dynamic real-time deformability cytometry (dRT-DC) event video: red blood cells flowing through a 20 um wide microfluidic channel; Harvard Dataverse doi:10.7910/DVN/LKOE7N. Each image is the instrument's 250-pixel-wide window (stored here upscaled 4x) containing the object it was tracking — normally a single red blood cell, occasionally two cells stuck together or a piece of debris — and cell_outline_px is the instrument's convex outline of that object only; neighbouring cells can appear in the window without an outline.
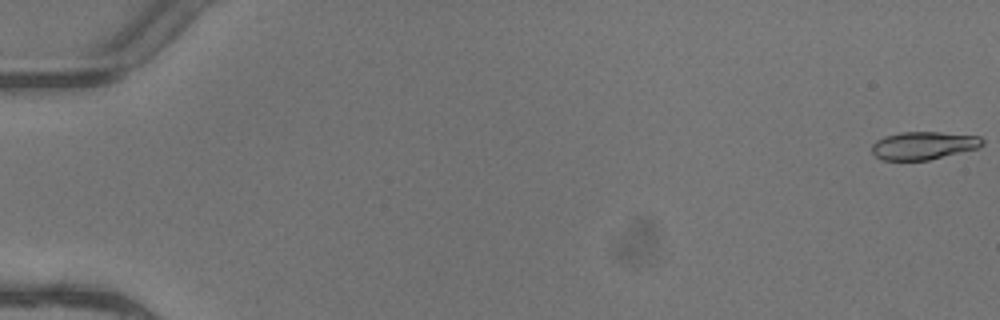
{"species": "common noctule bat (a hibernating species)", "species_latin": "Nyctalus noctula", "temperature_condition": "warm", "stored_images_in_passage": 5, "camera_frame_rate_fps": 3000, "um_per_image_px": 0.085, "animal": {"sex": "female"}, "frame": {"image": 1, "passage_image": 1, "time_ms": 0.0, "image_size_px": [1000, 320], "cell_outline_px": [[984, 144], [980, 148], [928, 160], [880, 160], [872, 152], [872, 144], [876, 140], [884, 136], [900, 132], [940, 132], [980, 136], [984, 140]], "centroid_in_image_um": [78.51, 12.37], "position_along_channel_um": 6.5, "area_um2": 18.15}}
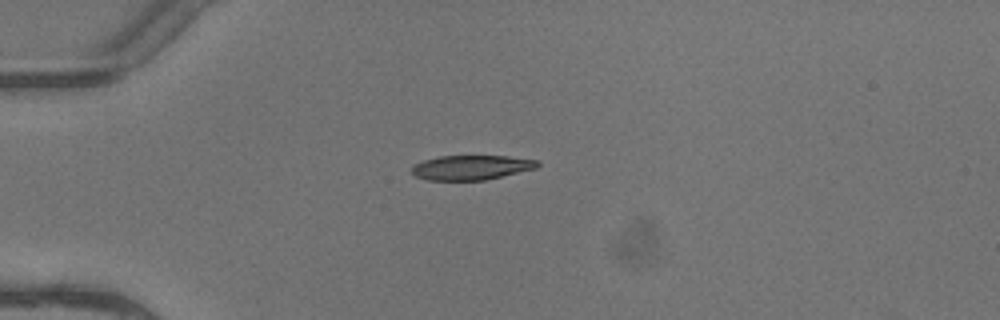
{"frame": {"image": 2, "passage_image": 5, "time_ms": 1.333, "image_size_px": [1000, 320], "cell_outline_px": [[540, 164], [536, 168], [484, 180], [428, 180], [416, 176], [412, 172], [412, 164], [424, 160], [440, 156], [508, 156], [540, 160]], "centroid_in_image_um": [40.06, 14.23], "position_along_channel_um": 44.9, "area_um2": 17.98}}